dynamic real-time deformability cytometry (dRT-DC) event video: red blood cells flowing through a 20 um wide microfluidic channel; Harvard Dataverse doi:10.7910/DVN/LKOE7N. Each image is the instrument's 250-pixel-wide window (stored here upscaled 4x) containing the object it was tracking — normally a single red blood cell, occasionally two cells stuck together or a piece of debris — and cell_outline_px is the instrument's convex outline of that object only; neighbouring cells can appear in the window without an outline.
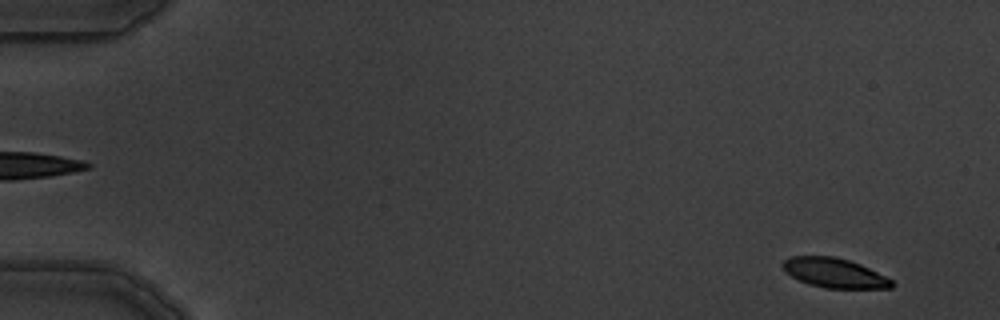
{"species": "common noctule bat (a hibernating species)", "species_latin": "Nyctalus noctula", "temperature_condition": "warm", "stored_images_in_passage": 4, "camera_frame_rate_fps": 3000, "um_per_image_px": 0.085, "animal": {"sex": "male", "body_mass_g": 19.5, "forearm_length_mm": 54.6}, "frame": {"image": 1, "passage_image": 1, "time_ms": 0.0, "image_size_px": [1000, 320], "cell_outline_px": [[896, 284], [892, 288], [824, 288], [808, 284], [784, 272], [780, 264], [784, 260], [792, 256], [836, 256], [860, 264], [892, 280]], "centroid_in_image_um": [70.89, 23.2], "position_along_channel_um": 14.1, "area_um2": 18.79}}